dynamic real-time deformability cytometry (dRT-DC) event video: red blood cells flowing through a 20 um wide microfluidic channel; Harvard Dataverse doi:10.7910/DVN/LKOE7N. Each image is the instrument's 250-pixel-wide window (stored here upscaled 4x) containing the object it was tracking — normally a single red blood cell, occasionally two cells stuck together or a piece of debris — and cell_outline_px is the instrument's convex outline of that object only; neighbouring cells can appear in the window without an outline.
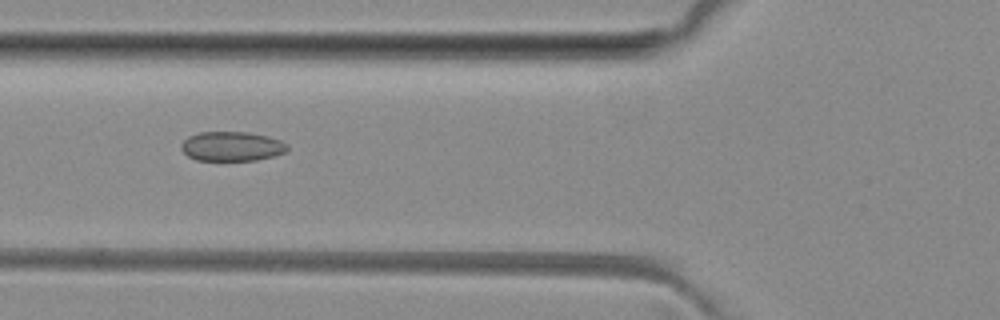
{"species": "common noctule bat (a hibernating species)", "species_latin": "Nyctalus noctula", "temperature_condition": "room temperature", "stored_images_in_passage": 5, "camera_frame_rate_fps": 3000, "um_per_image_px": 0.085, "animal": {"sex": "female", "body_mass_g": 29.2, "forearm_length_mm": 56.3}, "frame": {"image": 1, "passage_image": 3, "time_ms": 2.0, "image_size_px": [1000, 320], "cell_outline_px": [[288, 152], [256, 160], [196, 160], [188, 156], [180, 148], [180, 144], [188, 136], [200, 132], [248, 132], [268, 136], [280, 140], [288, 144]], "centroid_in_image_um": [19.71, 12.43], "position_along_channel_um": 106.1, "area_um2": 18.32}}
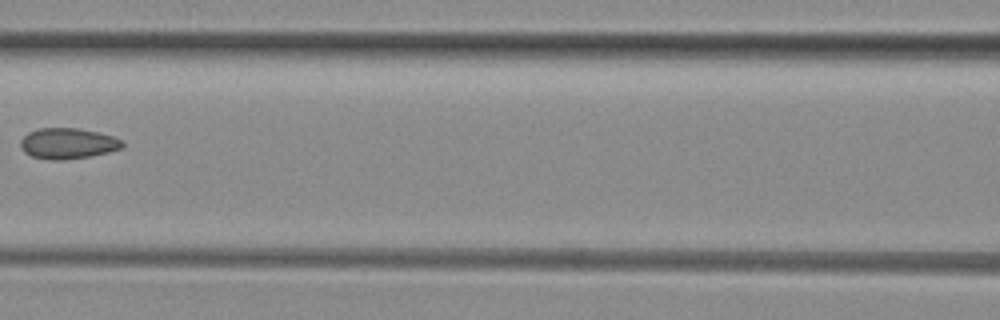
{"frame": {"image": 2, "passage_image": 4, "time_ms": 3.333, "image_size_px": [1000, 320], "cell_outline_px": [[124, 148], [108, 152], [88, 156], [60, 160], [52, 160], [32, 156], [24, 152], [20, 148], [20, 140], [28, 132], [36, 128], [80, 128], [112, 136], [124, 140]], "centroid_in_image_um": [5.76, 12.18], "position_along_channel_um": 160.8, "area_um2": 18.32}}
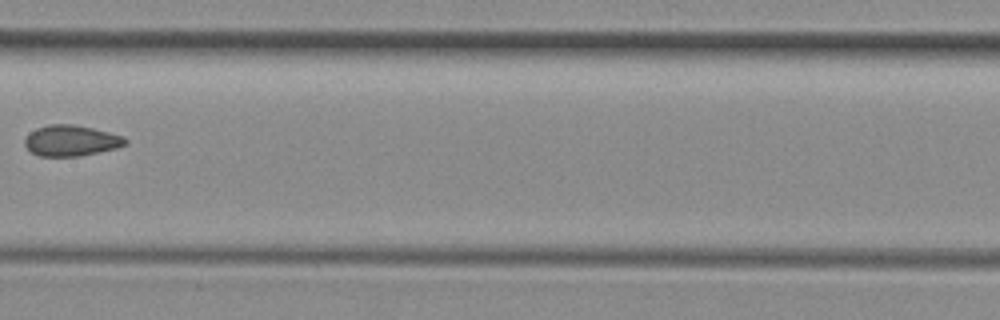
{"frame": {"image": 3, "passage_image": 5, "time_ms": 4.333, "image_size_px": [1000, 320], "cell_outline_px": [[128, 144], [116, 148], [80, 156], [40, 156], [32, 152], [24, 144], [24, 140], [36, 128], [48, 124], [72, 124], [92, 128], [124, 136], [128, 140]], "centroid_in_image_um": [6.07, 11.95], "position_along_channel_um": 201.3, "area_um2": 17.98}}